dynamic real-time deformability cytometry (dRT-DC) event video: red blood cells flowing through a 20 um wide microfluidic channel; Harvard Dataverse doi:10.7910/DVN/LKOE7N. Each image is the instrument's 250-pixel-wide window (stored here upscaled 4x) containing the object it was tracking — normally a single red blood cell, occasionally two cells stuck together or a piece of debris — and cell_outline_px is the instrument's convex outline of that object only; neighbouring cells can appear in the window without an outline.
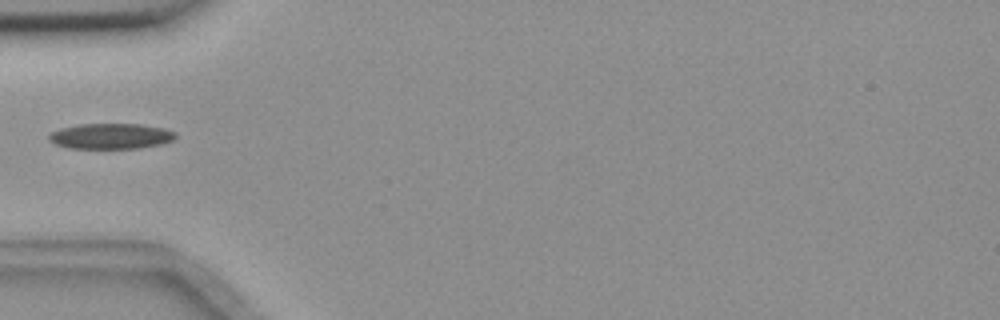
{"species": "common noctule bat (a hibernating species)", "species_latin": "Nyctalus noctula", "temperature_condition": "room temperature", "stored_images_in_passage": 38, "camera_frame_rate_fps": 3000, "um_per_image_px": 0.085, "animal": {"sex": "female", "body_mass_g": 18.4}, "frame": {"image": 1, "passage_image": 1, "time_ms": 0.0, "image_size_px": [1000, 320], "cell_outline_px": [[176, 136], [172, 140], [160, 144], [140, 148], [68, 148], [56, 144], [48, 140], [48, 136], [52, 132], [60, 128], [80, 124], [140, 124], [164, 128], [176, 132]], "centroid_in_image_um": [9.41, 11.57], "position_along_channel_um": 75.6, "area_um2": 18.79}}
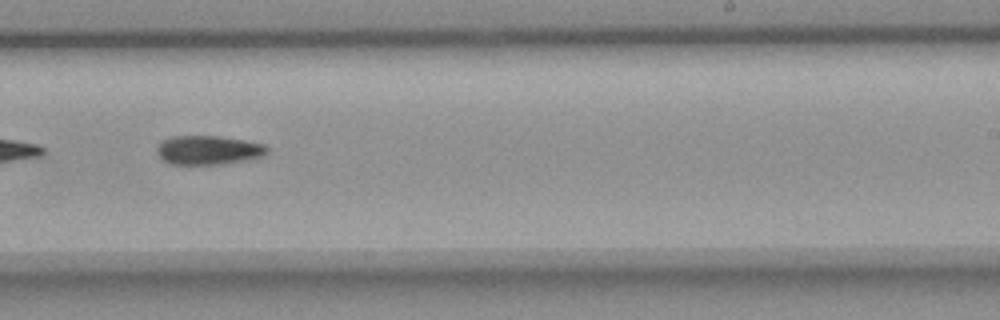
{"frame": {"image": 2, "passage_image": 17, "time_ms": 5.333, "image_size_px": [1000, 320], "cell_outline_px": [[268, 152], [264, 156], [244, 160], [220, 164], [168, 164], [156, 152], [156, 148], [164, 140], [172, 136], [220, 136], [244, 140], [264, 144], [268, 148]], "centroid_in_image_um": [17.72, 12.75], "position_along_channel_um": 271.3, "area_um2": 18.55}}
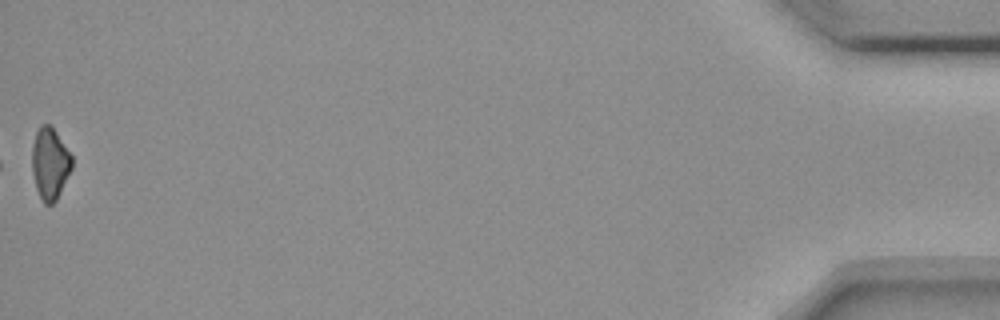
{"frame": {"image": 3, "passage_image": 38, "time_ms": 12.333, "image_size_px": [1000, 320], "cell_outline_px": [[72, 168], [56, 200], [52, 204], [44, 204], [36, 188], [32, 172], [32, 144], [36, 132], [40, 124], [52, 124], [72, 156]], "centroid_in_image_um": [4.24, 13.86], "position_along_channel_um": 431.0, "area_um2": 16.76}}